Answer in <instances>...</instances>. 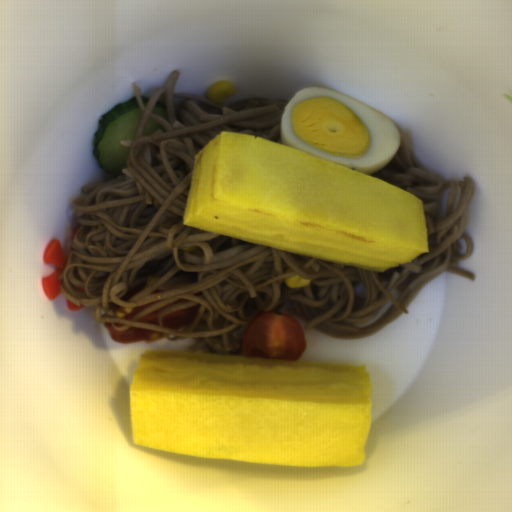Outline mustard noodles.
<instances>
[{
    "label": "mustard noodles",
    "mask_w": 512,
    "mask_h": 512,
    "mask_svg": "<svg viewBox=\"0 0 512 512\" xmlns=\"http://www.w3.org/2000/svg\"><path fill=\"white\" fill-rule=\"evenodd\" d=\"M179 71H170L147 106L133 81L131 97L142 112L129 147L124 174L85 185L70 202L77 227L63 245L67 262L58 274L60 294L83 307L94 305L96 321L114 329L161 331L172 339L193 338L186 352L243 357V338L264 312H284L303 333L317 330L335 339L356 340L378 333L402 314L416 295L443 272L476 281L458 262L472 255L465 230L474 180L445 182L422 163L413 131H398L400 145L391 161L367 174L411 192L423 202L428 252L382 273L235 239L184 225L195 155L216 135L230 131L282 145L281 119L288 99L241 98L218 105L206 95L175 92ZM167 107L169 122L151 113L156 102ZM166 132L143 134L147 119ZM196 245V252L179 247ZM293 271L286 274L287 267ZM312 280L299 288L284 279ZM162 277L148 286L150 279ZM85 287V293L76 291ZM163 292L151 294L155 289ZM203 291V296L194 294ZM190 301L159 313V327L136 322L175 300ZM201 303L191 325L162 327L166 313ZM132 314L118 318L120 307ZM82 307V308H83ZM126 324L123 328L116 323Z\"/></svg>",
    "instance_id": "obj_1"
}]
</instances>
